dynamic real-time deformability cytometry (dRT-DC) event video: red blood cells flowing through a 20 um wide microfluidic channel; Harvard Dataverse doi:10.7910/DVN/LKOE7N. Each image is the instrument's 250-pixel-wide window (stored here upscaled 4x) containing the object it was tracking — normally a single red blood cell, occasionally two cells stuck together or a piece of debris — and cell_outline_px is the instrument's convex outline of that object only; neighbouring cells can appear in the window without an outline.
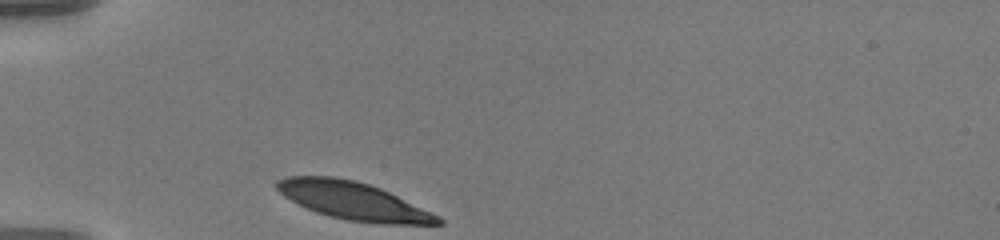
{"species": "human", "species_latin": "Homo sapiens", "temperature_condition": "warm", "stored_images_in_passage": 33, "camera_frame_rate_fps": 3000, "um_per_image_px": 0.085, "donor": {"sex": "male"}, "frame": {"image": 1, "passage_image": 1, "time_ms": 0.0, "image_size_px": [1000, 240], "cell_outline_px": [[444, 224], [376, 224], [348, 220], [328, 216], [316, 212], [284, 196], [276, 188], [276, 180], [288, 176], [336, 176], [356, 180], [380, 188], [440, 216], [444, 220]], "centroid_in_image_um": [30.04, 17.07], "position_along_channel_um": 55.0, "area_um2": 35.32}}
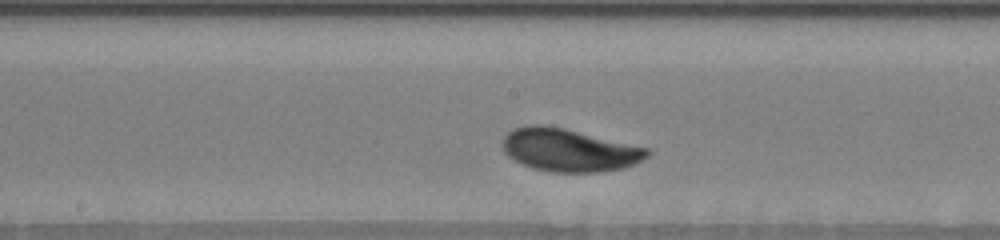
{"frame": {"image": 2, "passage_image": 15, "time_ms": 4.667, "image_size_px": [1000, 240], "cell_outline_px": [[652, 152], [648, 156], [624, 168], [604, 172], [552, 172], [532, 168], [520, 164], [508, 156], [504, 152], [504, 136], [512, 128], [532, 124], [540, 124], [564, 128], [648, 148]], "centroid_in_image_um": [48.35, 12.76], "position_along_channel_um": 199.8, "area_um2": 36.07}}
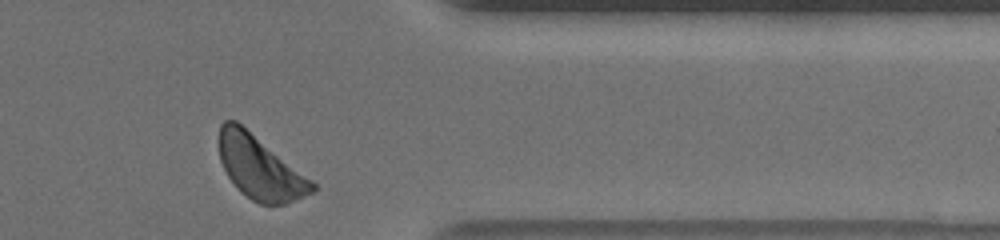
{"frame": {"image": 3, "passage_image": 32, "time_ms": 10.333, "image_size_px": [1000, 240], "cell_outline_px": [[320, 188], [312, 192], [284, 204], [260, 204], [252, 200], [240, 192], [228, 176], [220, 160], [220, 124], [224, 120], [236, 120], [312, 180]], "centroid_in_image_um": [22.1, 14.25], "position_along_channel_um": 389.3, "area_um2": 33.81}, "authors_computed_cell_mechanics": {"area_um2": 35.3158, "velocity_mm_per_s": 3.4791, "shape_relaxation_time_tau1_ms": 2.8122, "shape_relaxation_time_tau2_ms": null, "deformation_change_tau1": 0.165, "deformation_change_tau2": null}}